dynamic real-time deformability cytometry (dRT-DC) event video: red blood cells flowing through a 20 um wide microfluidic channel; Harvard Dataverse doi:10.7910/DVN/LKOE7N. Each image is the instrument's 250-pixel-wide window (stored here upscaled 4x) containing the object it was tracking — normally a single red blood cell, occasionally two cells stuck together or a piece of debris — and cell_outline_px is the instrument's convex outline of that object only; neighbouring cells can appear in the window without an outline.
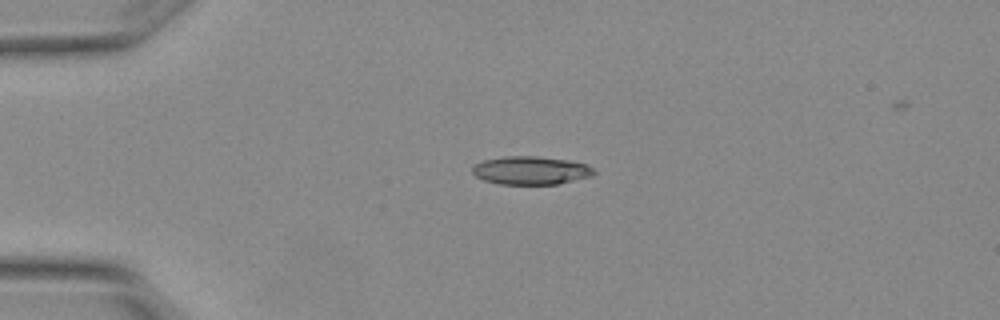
{"species": "Egyptian fruit bat (a non-hibernating species)", "species_latin": "Rousettus aegyptiacus", "temperature_condition": "warm", "stored_images_in_passage": 4, "camera_frame_rate_fps": 3000, "um_per_image_px": 0.085, "animal": {"sex": "female"}, "frame": {"image": 1, "passage_image": 3, "time_ms": 0.667, "image_size_px": [1000, 320], "cell_outline_px": [[596, 172], [592, 176], [556, 184], [500, 184], [484, 180], [476, 176], [472, 172], [472, 168], [476, 164], [484, 160], [504, 156], [536, 156], [568, 160], [588, 164]], "centroid_in_image_um": [45.13, 14.48], "position_along_channel_um": 39.9, "area_um2": 19.94}}